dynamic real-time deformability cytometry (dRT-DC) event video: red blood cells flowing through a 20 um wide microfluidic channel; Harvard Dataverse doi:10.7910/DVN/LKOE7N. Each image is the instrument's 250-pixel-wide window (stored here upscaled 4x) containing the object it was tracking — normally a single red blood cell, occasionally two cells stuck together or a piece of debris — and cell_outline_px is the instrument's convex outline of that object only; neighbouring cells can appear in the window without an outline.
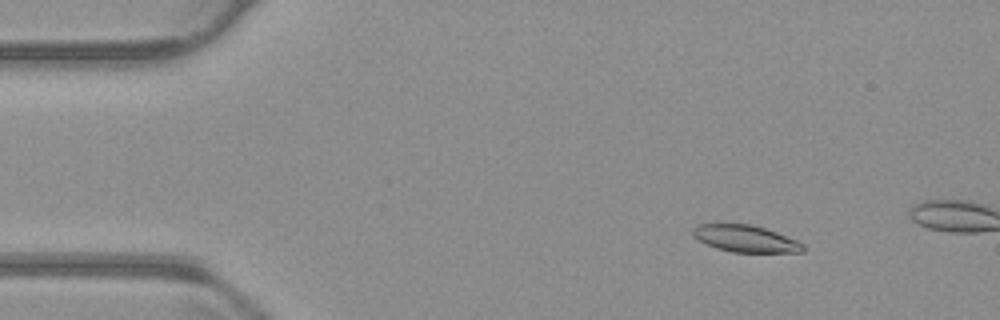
{"species": "common noctule bat (a hibernating species)", "species_latin": "Nyctalus noctula", "temperature_condition": "warm", "stored_images_in_passage": 9, "camera_frame_rate_fps": 3000, "um_per_image_px": 0.085, "animal": {"sex": "male", "body_mass_g": 23.1, "forearm_length_mm": 52.7}, "frame": {"image": 1, "passage_image": 2, "time_ms": 0.333, "image_size_px": [1000, 320], "cell_outline_px": [[804, 252], [732, 252], [716, 248], [692, 236], [692, 228], [700, 224], [752, 224], [776, 232], [796, 240], [804, 244]], "centroid_in_image_um": [63.37, 20.28], "position_along_channel_um": 21.6, "area_um2": 17.11}}